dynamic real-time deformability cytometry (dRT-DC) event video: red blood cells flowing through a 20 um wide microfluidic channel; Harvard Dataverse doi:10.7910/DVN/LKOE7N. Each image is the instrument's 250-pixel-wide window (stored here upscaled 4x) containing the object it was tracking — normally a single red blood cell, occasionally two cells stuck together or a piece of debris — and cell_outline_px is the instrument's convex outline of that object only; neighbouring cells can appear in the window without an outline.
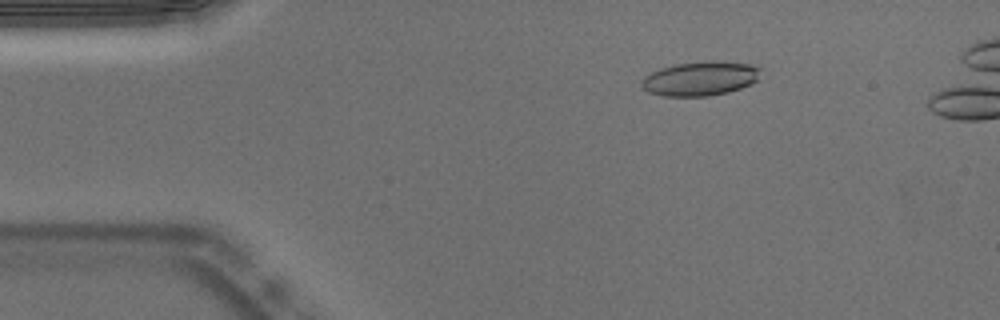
{"species": "Egyptian fruit bat (a non-hibernating species)", "species_latin": "Rousettus aegyptiacus", "temperature_condition": "warm", "stored_images_in_passage": 49, "camera_frame_rate_fps": 3000, "um_per_image_px": 0.085, "animal": {"sex": "male"}, "frame": {"image": 1, "passage_image": 8, "time_ms": 2.333, "image_size_px": [1000, 320], "cell_outline_px": [[764, 68], [756, 80], [740, 88], [728, 92], [708, 96], [664, 96], [648, 92], [640, 84], [640, 80], [644, 76], [660, 68], [672, 64], [712, 60], [716, 60], [752, 64]], "centroid_in_image_um": [59.52, 6.66], "position_along_channel_um": 25.5, "area_um2": 24.04}}
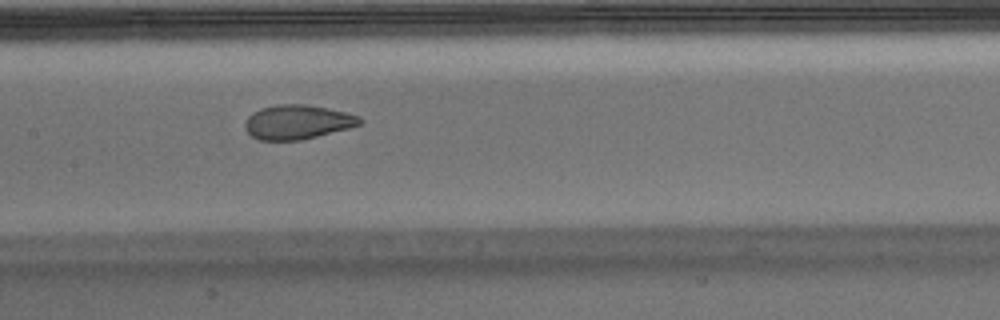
{"frame": {"image": 2, "passage_image": 25, "time_ms": 8.0, "image_size_px": [1000, 320], "cell_outline_px": [[364, 120], [360, 124], [348, 128], [300, 140], [260, 140], [252, 136], [244, 128], [244, 124], [248, 116], [252, 112], [260, 108], [280, 104], [304, 104], [344, 112], [360, 116]], "centroid_in_image_um": [25.25, 10.37], "position_along_channel_um": 182.2, "area_um2": 22.72}}
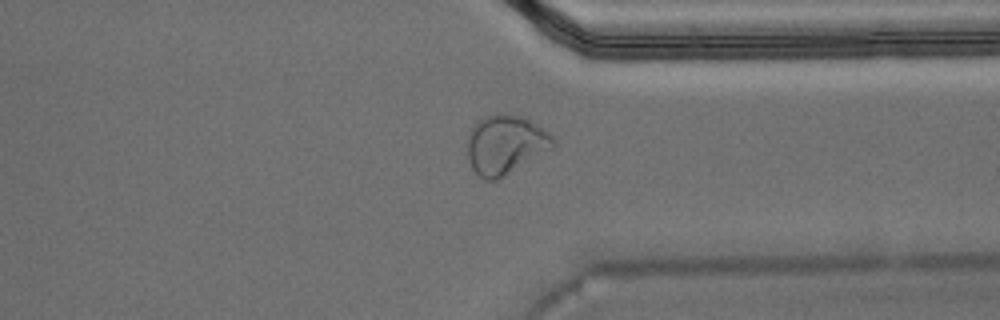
{"frame": {"image": 3, "passage_image": 40, "time_ms": 13.0, "image_size_px": [1000, 320], "cell_outline_px": [[556, 144], [552, 148], [496, 180], [484, 180], [472, 168], [468, 160], [468, 136], [472, 128], [484, 116], [496, 112], [508, 112], [524, 116], [548, 132], [556, 140]], "centroid_in_image_um": [42.96, 12.25], "position_along_channel_um": 368.4, "area_um2": 29.48}, "authors_computed_cell_mechanics": {"area_um2": 23.7558, "velocity_mm_per_s": 3.764, "shape_relaxation_time_tau1_ms": 9.6898, "shape_relaxation_time_tau2_ms": null, "deformation_change_tau1": 0.2708, "deformation_change_tau2": null}}